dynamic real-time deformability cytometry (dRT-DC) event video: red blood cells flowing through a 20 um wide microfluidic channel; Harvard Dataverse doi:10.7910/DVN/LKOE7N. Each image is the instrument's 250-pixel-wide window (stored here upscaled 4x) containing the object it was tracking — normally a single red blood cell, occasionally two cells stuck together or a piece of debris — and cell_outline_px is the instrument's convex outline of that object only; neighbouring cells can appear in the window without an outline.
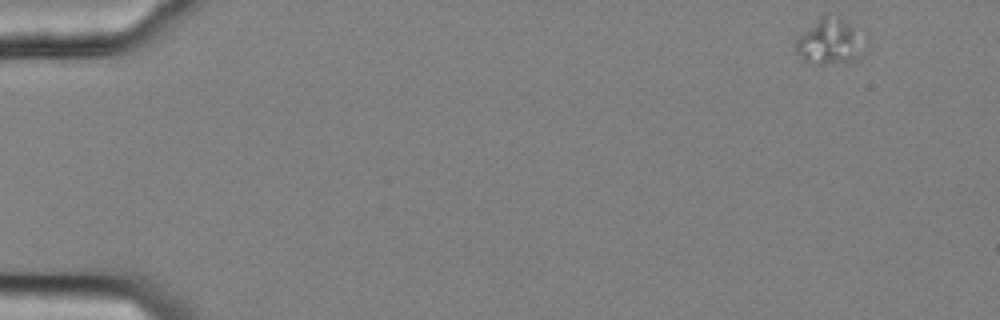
{"species": "common noctule bat (a hibernating species)", "species_latin": "Nyctalus noctula", "temperature_condition": "cold", "stored_images_in_passage": 24, "camera_frame_rate_fps": 3000, "um_per_image_px": 0.085, "animal": {"sex": "female", "body_mass_g": 25.1}, "frame": {"image": 1, "passage_image": 1, "time_ms": 0.0, "image_size_px": [1000, 320], "cell_outline_px": [[860, 56], [856, 60], [828, 64], [812, 64], [804, 60], [796, 52], [796, 40], [820, 16], [828, 12], [840, 16], [852, 28]], "centroid_in_image_um": [70.38, 3.53], "position_along_channel_um": 14.6, "area_um2": 17.22}}
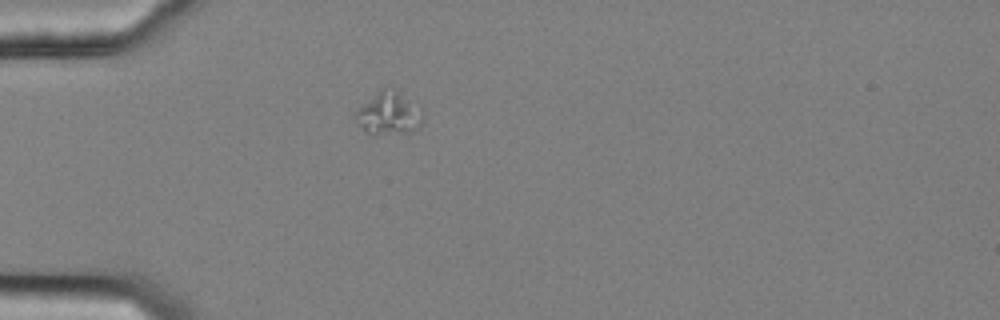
{"frame": {"image": 2, "passage_image": 14, "time_ms": 4.333, "image_size_px": [1000, 320], "cell_outline_px": [[424, 116], [420, 128], [408, 132], [368, 132], [352, 116], [380, 88], [396, 88], [420, 108], [424, 112]], "centroid_in_image_um": [33.11, 9.59], "position_along_channel_um": 51.9, "area_um2": 16.3}}